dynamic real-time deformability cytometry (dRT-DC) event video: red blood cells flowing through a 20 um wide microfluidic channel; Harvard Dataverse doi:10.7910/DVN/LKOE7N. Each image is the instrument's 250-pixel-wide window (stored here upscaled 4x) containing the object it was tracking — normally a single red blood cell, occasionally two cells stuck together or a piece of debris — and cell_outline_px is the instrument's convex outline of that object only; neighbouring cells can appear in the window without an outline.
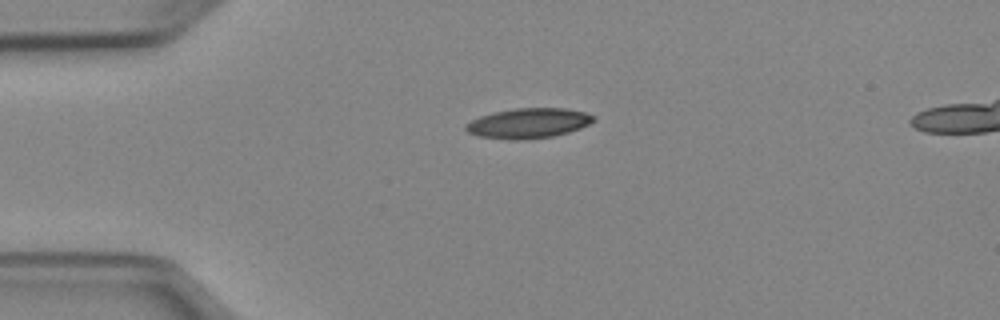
{"species": "Egyptian fruit bat (a non-hibernating species)", "species_latin": "Rousettus aegyptiacus", "temperature_condition": "cold", "stored_images_in_passage": 40, "camera_frame_rate_fps": 3000, "um_per_image_px": 0.085, "animal": {"sex": "female"}, "frame": {"image": 1, "passage_image": 1, "time_ms": 0.0, "image_size_px": [1000, 320], "cell_outline_px": [[596, 120], [580, 128], [568, 132], [552, 136], [524, 140], [512, 140], [476, 136], [468, 132], [464, 128], [464, 124], [480, 116], [492, 112], [516, 108], [564, 108], [584, 112], [596, 116]], "centroid_in_image_um": [44.89, 10.47], "position_along_channel_um": 40.1, "area_um2": 22.48}}
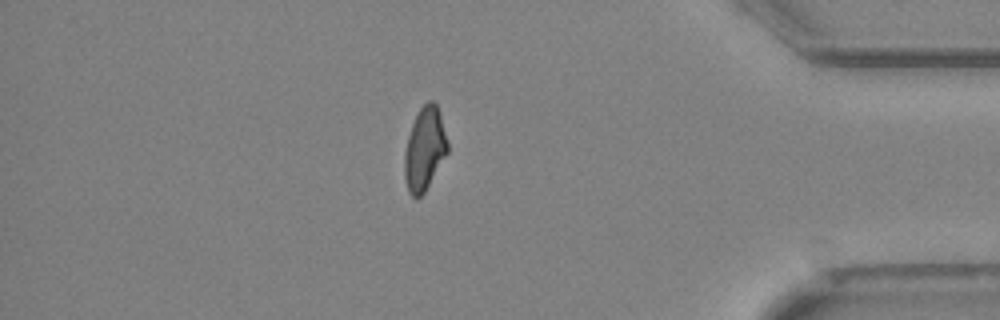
{"frame": {"image": 2, "passage_image": 33, "time_ms": 10.667, "image_size_px": [1000, 320], "cell_outline_px": [[448, 152], [424, 192], [416, 200], [408, 192], [404, 176], [404, 152], [408, 136], [412, 124], [420, 108], [428, 100], [432, 100], [436, 104], [440, 112], [448, 144]], "centroid_in_image_um": [36.08, 12.67], "position_along_channel_um": 399.1, "area_um2": 20.81}}
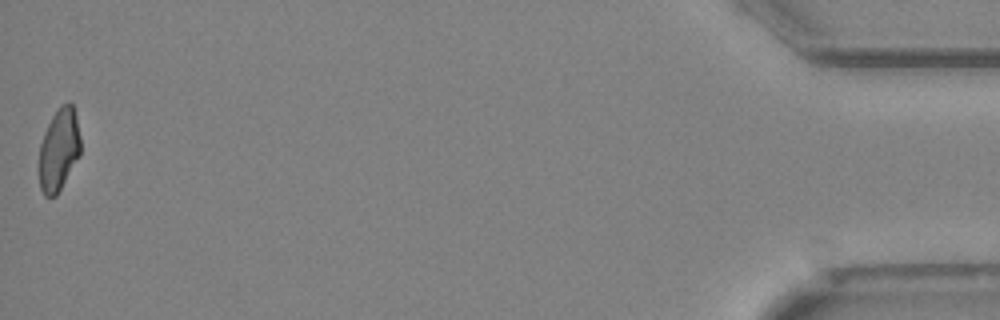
{"frame": {"image": 3, "passage_image": 40, "time_ms": 13.0, "image_size_px": [1000, 320], "cell_outline_px": [[80, 156], [56, 196], [44, 196], [40, 188], [40, 144], [44, 132], [52, 116], [60, 104], [68, 100], [72, 104], [76, 116], [80, 136]], "centroid_in_image_um": [5.02, 12.69], "position_along_channel_um": 430.2, "area_um2": 19.88}, "authors_computed_cell_mechanics": {"area_um2": 21.386, "velocity_mm_per_s": 3.9449, "shape_relaxation_time_tau1_ms": null, "shape_relaxation_time_tau2_ms": 5.4975, "deformation_change_tau1": null, "deformation_change_tau2": 0.1288}}